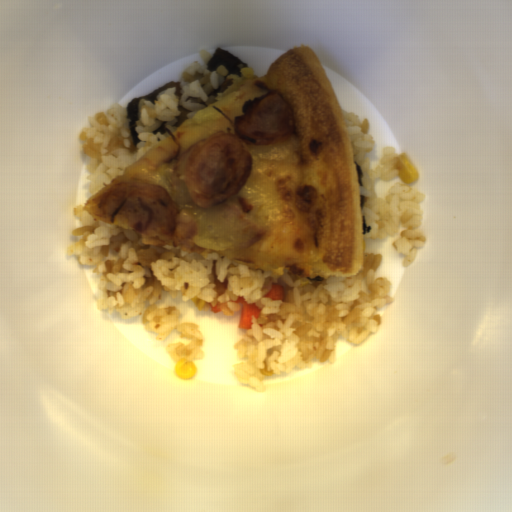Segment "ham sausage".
I'll return each instance as SVG.
<instances>
[{
    "label": "ham sausage",
    "mask_w": 512,
    "mask_h": 512,
    "mask_svg": "<svg viewBox=\"0 0 512 512\" xmlns=\"http://www.w3.org/2000/svg\"><path fill=\"white\" fill-rule=\"evenodd\" d=\"M235 132L209 134L185 149L174 164L192 206L211 210L244 187L252 173L248 146L286 142L296 135V115L288 99L268 91L241 103Z\"/></svg>",
    "instance_id": "0cea0756"
},
{
    "label": "ham sausage",
    "mask_w": 512,
    "mask_h": 512,
    "mask_svg": "<svg viewBox=\"0 0 512 512\" xmlns=\"http://www.w3.org/2000/svg\"><path fill=\"white\" fill-rule=\"evenodd\" d=\"M101 217L113 222L123 216L129 230L169 247L190 249L186 239L198 233L196 218L179 208L167 188L151 182L119 183L98 199Z\"/></svg>",
    "instance_id": "77c602ba"
}]
</instances>
